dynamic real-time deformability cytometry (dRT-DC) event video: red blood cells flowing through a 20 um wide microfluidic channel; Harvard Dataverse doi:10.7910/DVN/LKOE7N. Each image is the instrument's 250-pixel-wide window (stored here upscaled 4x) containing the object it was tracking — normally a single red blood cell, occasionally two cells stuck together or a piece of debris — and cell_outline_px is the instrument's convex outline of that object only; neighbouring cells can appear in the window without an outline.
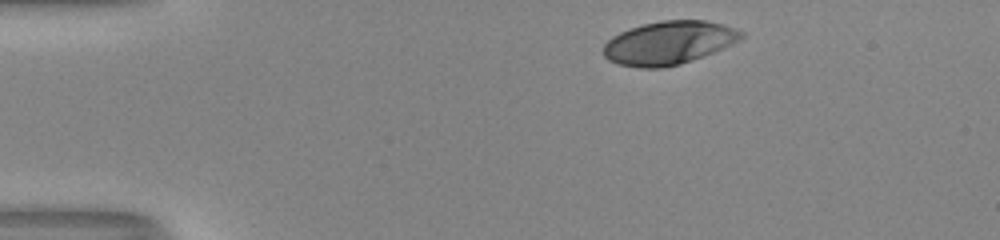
{"species": "human", "species_latin": "Homo sapiens", "temperature_condition": "room temperature", "stored_images_in_passage": 34, "camera_frame_rate_fps": 3000, "um_per_image_px": 0.085, "donor": {"sex": "male"}, "frame": {"image": 1, "passage_image": 1, "time_ms": 0.0, "image_size_px": [1000, 240], "cell_outline_px": [[744, 36], [740, 40], [732, 44], [692, 60], [680, 64], [660, 68], [640, 68], [620, 64], [608, 60], [604, 56], [604, 44], [612, 36], [620, 32], [644, 24], [660, 20], [704, 20], [720, 24], [744, 32]], "centroid_in_image_um": [56.83, 3.64], "position_along_channel_um": 28.2, "area_um2": 34.45}}
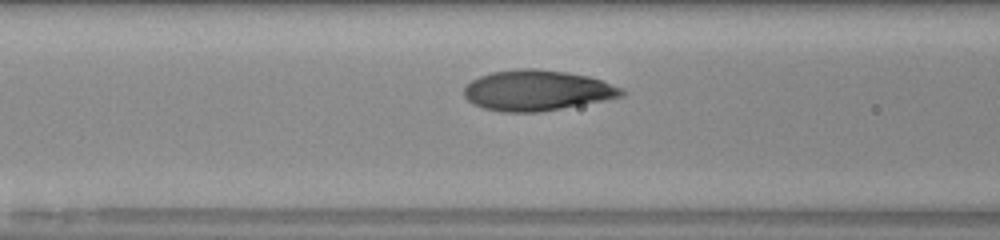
{"frame": {"image": 2, "passage_image": 14, "time_ms": 4.333, "image_size_px": [1000, 240], "cell_outline_px": [[628, 92], [624, 96], [604, 100], [540, 112], [500, 112], [484, 108], [472, 104], [464, 96], [464, 88], [472, 80], [480, 76], [492, 72], [516, 68], [536, 68], [568, 72], [588, 76], [624, 88]], "centroid_in_image_um": [45.66, 7.68], "position_along_channel_um": 120.9, "area_um2": 37.4}}
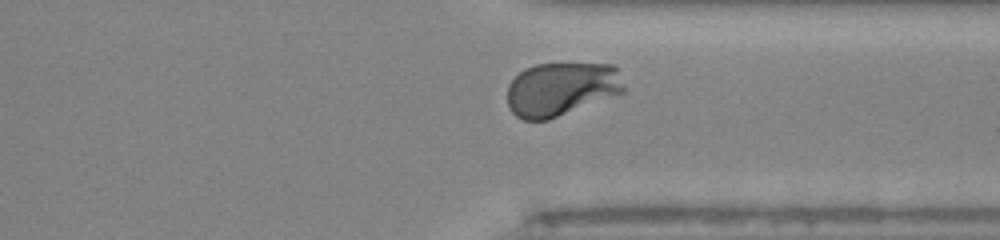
{"frame": {"image": 3, "passage_image": 32, "time_ms": 10.333, "image_size_px": [1000, 240], "cell_outline_px": [[624, 92], [548, 120], [524, 120], [516, 116], [508, 108], [508, 84], [524, 68], [536, 64], [616, 64], [624, 88]], "centroid_in_image_um": [47.69, 7.56], "position_along_channel_um": 363.7, "area_um2": 36.41}, "authors_computed_cell_mechanics": {"area_um2": 36.3562, "velocity_mm_per_s": 4.0432, "shape_relaxation_time_tau1_ms": 3.2627, "shape_relaxation_time_tau2_ms": null, "deformation_change_tau1": 0.205, "deformation_change_tau2": null}}